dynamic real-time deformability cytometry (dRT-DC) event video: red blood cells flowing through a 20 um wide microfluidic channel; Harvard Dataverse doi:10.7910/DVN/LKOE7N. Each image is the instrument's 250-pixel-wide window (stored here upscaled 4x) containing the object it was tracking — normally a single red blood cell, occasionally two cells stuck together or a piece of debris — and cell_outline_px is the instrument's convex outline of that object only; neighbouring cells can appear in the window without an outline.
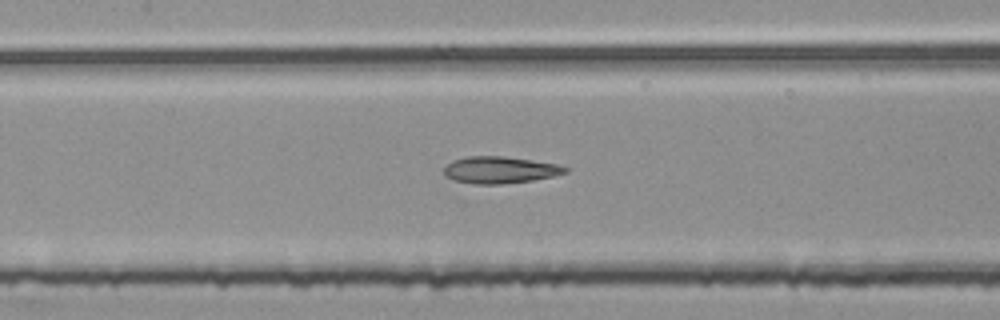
{"species": "common noctule bat (a hibernating species)", "species_latin": "Nyctalus noctula", "temperature_condition": "room temperature", "stored_images_in_passage": 55, "segment_of_instrument_passage": [2, 2], "camera_frame_rate_fps": 3000, "um_per_image_px": 0.085, "animal": {"sex": "female", "body_mass_g": 25.1}, "frame": {"image": 1, "passage_image": 25, "time_ms": 8.0, "image_size_px": [1000, 320], "cell_outline_px": [[568, 172], [552, 176], [532, 180], [500, 184], [476, 184], [456, 180], [448, 176], [444, 172], [444, 168], [452, 160], [468, 156], [504, 156], [560, 164], [568, 168]], "centroid_in_image_um": [42.53, 14.43], "position_along_channel_um": 164.9, "area_um2": 18.79}}
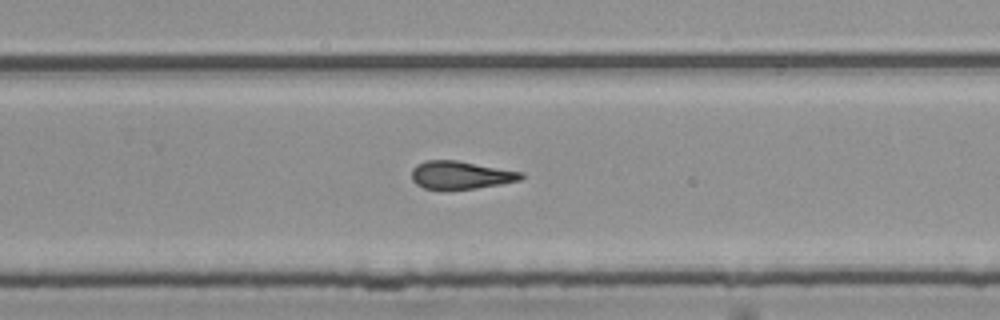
{"frame": {"image": 2, "passage_image": 35, "time_ms": 11.333, "image_size_px": [1000, 320], "cell_outline_px": [[524, 176], [520, 180], [500, 184], [476, 188], [424, 188], [416, 184], [412, 180], [412, 168], [416, 164], [428, 160], [456, 160], [524, 172]], "centroid_in_image_um": [39.17, 14.86], "position_along_channel_um": 290.6, "area_um2": 17.57}}
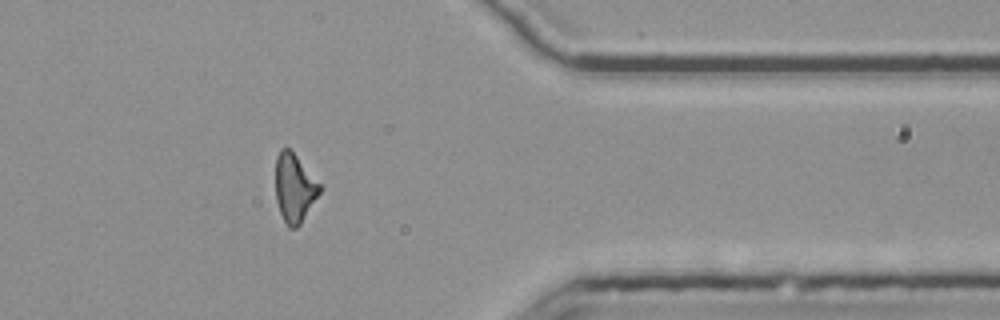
{"frame": {"image": 3, "passage_image": 44, "time_ms": 14.333, "image_size_px": [1000, 320], "cell_outline_px": [[324, 188], [300, 224], [296, 228], [288, 228], [280, 212], [276, 200], [276, 156], [280, 148], [288, 148], [324, 184]], "centroid_in_image_um": [25.08, 15.97], "position_along_channel_um": 386.3, "area_um2": 17.98}}